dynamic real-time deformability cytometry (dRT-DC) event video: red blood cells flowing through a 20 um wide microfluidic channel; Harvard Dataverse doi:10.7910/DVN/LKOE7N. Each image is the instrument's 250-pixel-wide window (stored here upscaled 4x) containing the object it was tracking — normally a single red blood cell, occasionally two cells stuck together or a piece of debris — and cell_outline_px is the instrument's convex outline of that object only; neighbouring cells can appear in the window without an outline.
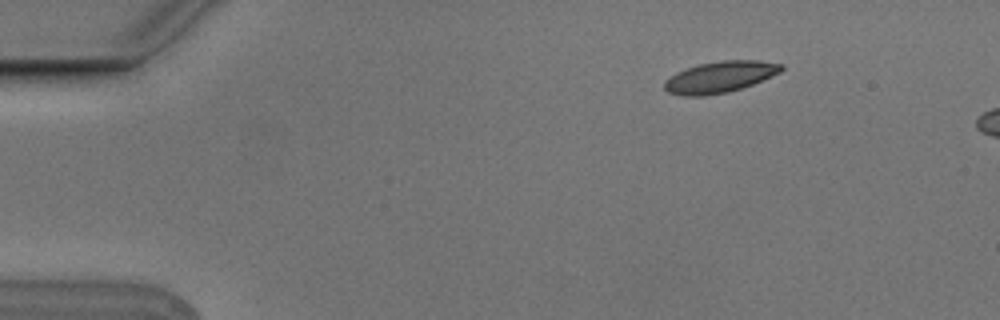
{"species": "Egyptian fruit bat (a non-hibernating species)", "species_latin": "Rousettus aegyptiacus", "temperature_condition": "cold", "stored_images_in_passage": 6, "camera_frame_rate_fps": 3000, "um_per_image_px": 0.085, "animal": {"sex": "male"}, "frame": {"image": 1, "passage_image": 2, "time_ms": 0.333, "image_size_px": [1000, 320], "cell_outline_px": [[784, 68], [780, 72], [752, 84], [728, 92], [704, 96], [684, 96], [668, 92], [664, 88], [664, 80], [676, 72], [700, 64], [724, 60], [760, 60], [784, 64]], "centroid_in_image_um": [61.19, 6.54], "position_along_channel_um": 23.8, "area_um2": 21.21}}